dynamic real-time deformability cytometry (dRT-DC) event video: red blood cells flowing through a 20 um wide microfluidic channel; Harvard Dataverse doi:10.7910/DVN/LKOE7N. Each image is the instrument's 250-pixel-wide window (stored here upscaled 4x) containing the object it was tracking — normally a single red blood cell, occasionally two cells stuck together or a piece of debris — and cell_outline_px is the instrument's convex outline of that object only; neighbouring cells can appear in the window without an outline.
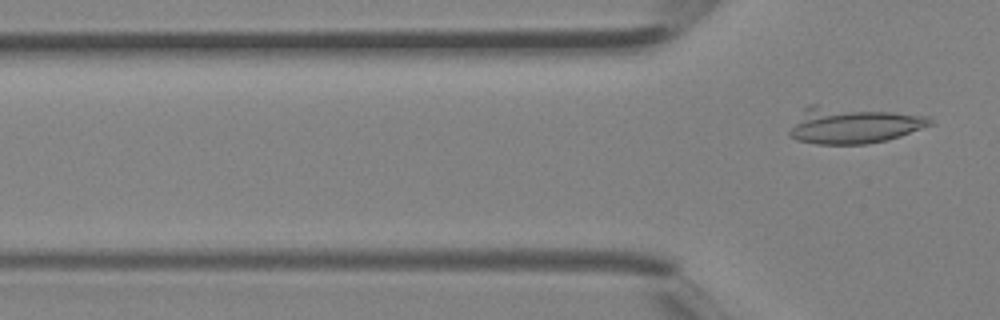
{"species": "Egyptian fruit bat (a non-hibernating species)", "species_latin": "Rousettus aegyptiacus", "temperature_condition": "room temperature", "stored_images_in_passage": 6, "segment_of_instrument_passage": [2, 2], "camera_frame_rate_fps": 3000, "um_per_image_px": 0.085, "animal": {"sex": "female"}, "frame": {"image": 1, "passage_image": 6, "time_ms": 1.667, "image_size_px": [1000, 320], "cell_outline_px": [[932, 124], [900, 136], [888, 140], [868, 144], [816, 144], [796, 140], [788, 136], [788, 132], [804, 108], [808, 104], [816, 104], [892, 112], [928, 116], [932, 120]], "centroid_in_image_um": [72.46, 10.64], "position_along_channel_um": 53.3, "area_um2": 29.82}}